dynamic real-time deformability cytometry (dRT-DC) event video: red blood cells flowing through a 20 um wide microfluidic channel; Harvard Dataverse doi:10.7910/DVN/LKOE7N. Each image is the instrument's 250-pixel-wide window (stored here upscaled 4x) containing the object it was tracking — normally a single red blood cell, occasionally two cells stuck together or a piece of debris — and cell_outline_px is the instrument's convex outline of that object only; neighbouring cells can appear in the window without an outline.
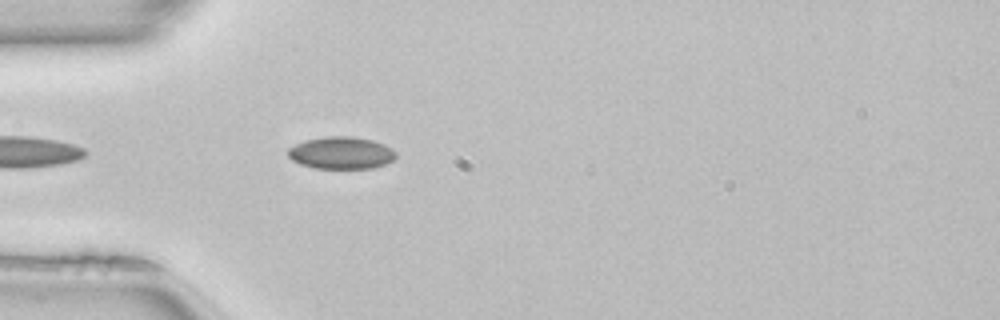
{"species": "common noctule bat (a hibernating species)", "species_latin": "Nyctalus noctula", "temperature_condition": "room temperature", "stored_images_in_passage": 19, "camera_frame_rate_fps": 3000, "um_per_image_px": 0.085, "animal": {"sex": "female", "body_mass_g": 22.7, "forearm_length_mm": 54.2}, "frame": {"image": 1, "passage_image": 1, "time_ms": 0.0, "image_size_px": [1000, 320], "cell_outline_px": [[396, 156], [392, 160], [384, 164], [372, 168], [316, 168], [300, 164], [292, 160], [288, 156], [288, 148], [304, 140], [324, 136], [352, 136], [372, 140], [384, 144], [392, 148], [396, 152]], "centroid_in_image_um": [28.99, 12.98], "position_along_channel_um": 56.0, "area_um2": 20.29}}